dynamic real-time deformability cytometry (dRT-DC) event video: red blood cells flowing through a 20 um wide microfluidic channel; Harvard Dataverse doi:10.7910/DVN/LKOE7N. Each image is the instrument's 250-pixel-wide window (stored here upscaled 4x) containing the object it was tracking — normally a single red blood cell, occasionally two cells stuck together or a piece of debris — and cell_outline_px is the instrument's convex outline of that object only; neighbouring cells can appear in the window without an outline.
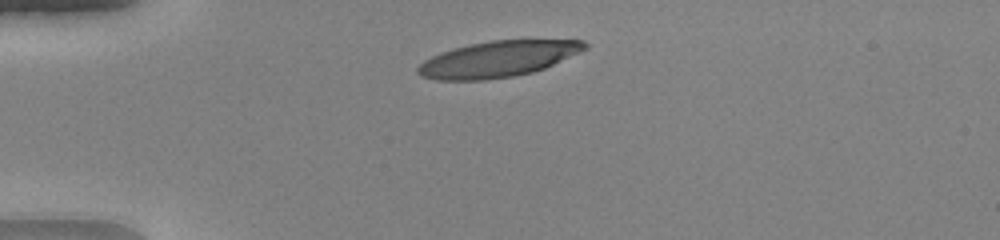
{"species": "human", "species_latin": "Homo sapiens", "temperature_condition": "warm", "stored_images_in_passage": 29, "camera_frame_rate_fps": 3000, "um_per_image_px": 0.085, "donor": {"sex": "female"}, "frame": {"image": 1, "passage_image": 6, "time_ms": 1.667, "image_size_px": [1000, 240], "cell_outline_px": [[588, 48], [580, 52], [544, 68], [532, 72], [512, 76], [484, 80], [436, 80], [420, 76], [416, 72], [416, 68], [424, 60], [440, 52], [452, 48], [468, 44], [492, 40], [584, 40], [588, 44]], "centroid_in_image_um": [42.29, 5.01], "position_along_channel_um": 42.7, "area_um2": 35.03}}
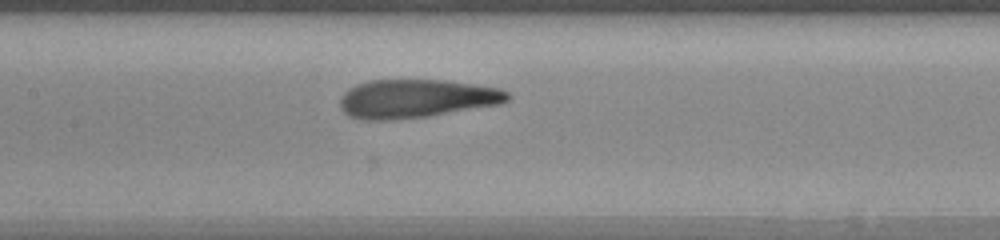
{"frame": {"image": 2, "passage_image": 18, "time_ms": 5.667, "image_size_px": [1000, 240], "cell_outline_px": [[512, 96], [508, 100], [500, 104], [428, 116], [392, 120], [360, 120], [348, 116], [340, 108], [340, 100], [344, 92], [348, 88], [356, 84], [368, 80], [444, 80], [500, 88], [508, 92]], "centroid_in_image_um": [35.35, 8.38], "position_along_channel_um": 172.1, "area_um2": 37.8}}
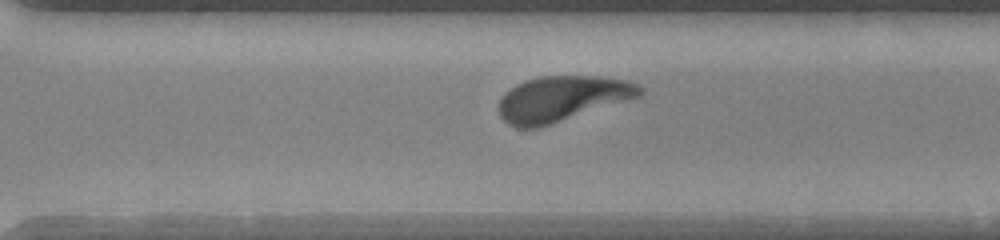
{"frame": {"image": 3, "passage_image": 29, "time_ms": 9.333, "image_size_px": [1000, 240], "cell_outline_px": [[644, 92], [640, 96], [540, 128], [516, 128], [508, 124], [500, 116], [500, 100], [504, 92], [516, 84], [524, 80], [540, 76], [596, 76], [628, 80], [640, 84], [644, 88]], "centroid_in_image_um": [47.78, 8.38], "position_along_channel_um": 322.8, "area_um2": 37.51}}